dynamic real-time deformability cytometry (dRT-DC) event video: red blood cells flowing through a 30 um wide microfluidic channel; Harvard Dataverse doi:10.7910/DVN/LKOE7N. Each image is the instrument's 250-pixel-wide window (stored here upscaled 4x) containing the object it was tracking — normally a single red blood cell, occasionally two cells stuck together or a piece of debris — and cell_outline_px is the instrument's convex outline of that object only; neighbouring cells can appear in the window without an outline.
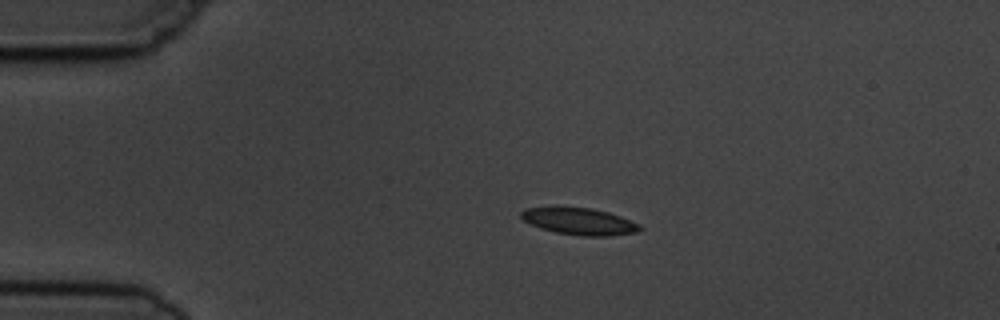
{"species": "common noctule bat (a hibernating species)", "species_latin": "Nyctalus noctula", "temperature_condition": "cold", "stored_images_in_passage": 4, "camera_frame_rate_fps": 3000, "um_per_image_px": 0.085, "animal": {"sex": "male", "body_mass_g": 19.5, "forearm_length_mm": 54.6}, "frame": {"image": 1, "passage_image": 3, "time_ms": 2.333, "image_size_px": [1000, 320], "cell_outline_px": [[644, 228], [636, 232], [608, 236], [580, 236], [556, 232], [540, 228], [524, 220], [520, 216], [520, 212], [524, 208], [592, 208], [608, 212], [620, 216], [640, 224]], "centroid_in_image_um": [49.28, 18.83], "position_along_channel_um": 35.7, "area_um2": 18.32}}